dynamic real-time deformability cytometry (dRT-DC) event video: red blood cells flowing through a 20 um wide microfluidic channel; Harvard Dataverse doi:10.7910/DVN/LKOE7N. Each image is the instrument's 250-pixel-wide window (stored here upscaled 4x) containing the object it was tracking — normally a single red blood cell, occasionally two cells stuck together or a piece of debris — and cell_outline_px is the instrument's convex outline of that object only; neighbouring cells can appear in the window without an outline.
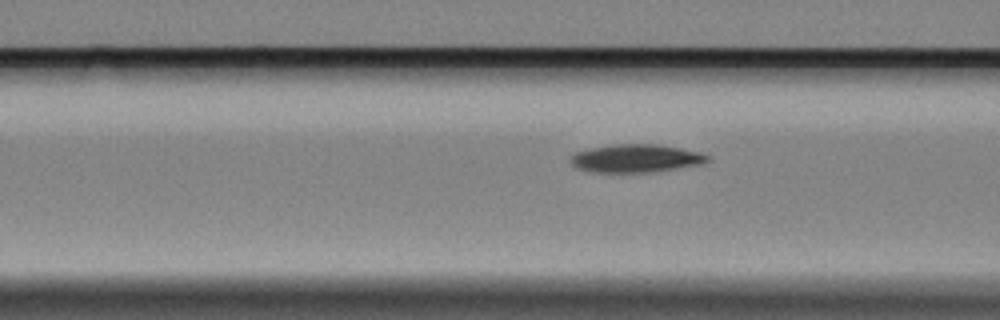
{"species": "Egyptian fruit bat (a non-hibernating species)", "species_latin": "Rousettus aegyptiacus", "temperature_condition": "cold", "stored_images_in_passage": 19, "camera_frame_rate_fps": 3000, "um_per_image_px": 0.085, "animal": {"sex": "female"}, "frame": {"image": 1, "passage_image": 17, "time_ms": 5.333, "image_size_px": [1000, 320], "cell_outline_px": [[708, 160], [700, 164], [652, 172], [596, 172], [576, 168], [568, 160], [576, 152], [592, 148], [612, 144], [660, 144], [700, 152], [708, 156]], "centroid_in_image_um": [54.02, 13.45], "position_along_channel_um": 112.6, "area_um2": 22.2}}